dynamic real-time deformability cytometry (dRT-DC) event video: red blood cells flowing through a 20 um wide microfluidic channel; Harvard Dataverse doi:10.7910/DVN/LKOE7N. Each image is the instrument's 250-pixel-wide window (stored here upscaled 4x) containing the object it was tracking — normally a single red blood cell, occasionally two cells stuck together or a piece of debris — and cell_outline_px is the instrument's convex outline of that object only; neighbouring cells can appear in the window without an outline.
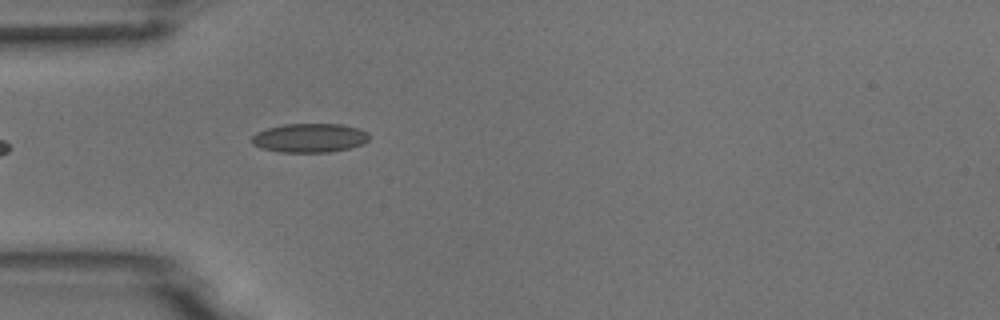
{"species": "common noctule bat (a hibernating species)", "species_latin": "Nyctalus noctula", "temperature_condition": "room temperature", "stored_images_in_passage": 5, "camera_frame_rate_fps": 3000, "um_per_image_px": 0.085, "animal": {"sex": "male", "body_mass_g": 18.8}, "frame": {"image": 1, "passage_image": 5, "time_ms": 5.0, "image_size_px": [1000, 320], "cell_outline_px": [[368, 140], [364, 144], [348, 148], [328, 152], [280, 152], [260, 148], [252, 144], [252, 136], [256, 132], [268, 128], [284, 124], [340, 124], [356, 128], [368, 132]], "centroid_in_image_um": [26.29, 11.72], "position_along_channel_um": 58.7, "area_um2": 19.77}}